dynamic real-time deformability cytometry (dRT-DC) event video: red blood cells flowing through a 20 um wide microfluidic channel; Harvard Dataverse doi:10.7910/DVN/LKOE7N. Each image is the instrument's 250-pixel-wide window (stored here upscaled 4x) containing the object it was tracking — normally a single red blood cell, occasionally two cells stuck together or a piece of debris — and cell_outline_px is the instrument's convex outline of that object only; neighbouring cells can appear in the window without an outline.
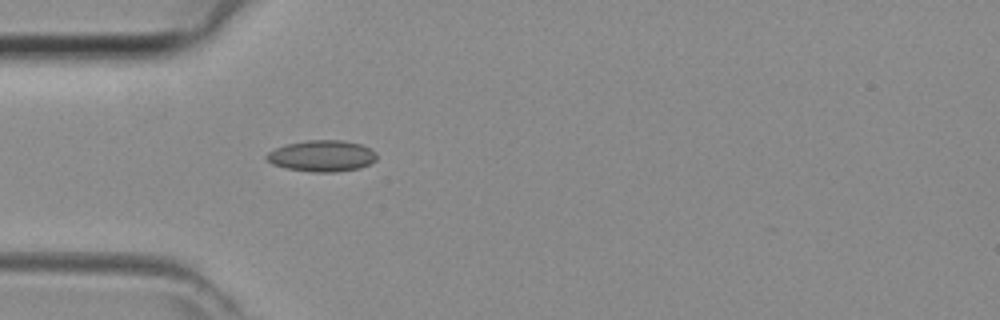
{"species": "common noctule bat (a hibernating species)", "species_latin": "Nyctalus noctula", "temperature_condition": "room temperature", "stored_images_in_passage": 26, "camera_frame_rate_fps": 3000, "um_per_image_px": 0.085, "animal": {"sex": "female", "body_mass_g": 29.2, "forearm_length_mm": 56.3}, "frame": {"image": 1, "passage_image": 1, "time_ms": 0.0, "image_size_px": [1000, 320], "cell_outline_px": [[376, 160], [360, 168], [336, 172], [312, 172], [284, 168], [272, 164], [264, 156], [268, 152], [276, 148], [288, 144], [308, 140], [344, 140], [360, 144], [376, 152]], "centroid_in_image_um": [27.35, 13.26], "position_along_channel_um": 57.6, "area_um2": 20.06}}
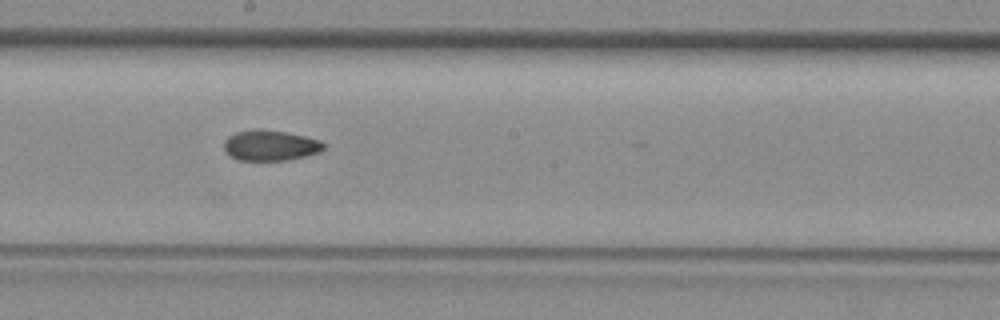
{"frame": {"image": 2, "passage_image": 12, "time_ms": 3.667, "image_size_px": [1000, 320], "cell_outline_px": [[324, 148], [320, 152], [288, 160], [240, 160], [232, 156], [224, 148], [224, 140], [228, 136], [236, 132], [252, 128], [260, 128], [284, 132], [304, 136], [320, 140], [324, 144]], "centroid_in_image_um": [22.97, 12.34], "position_along_channel_um": 225.2, "area_um2": 17.69}}
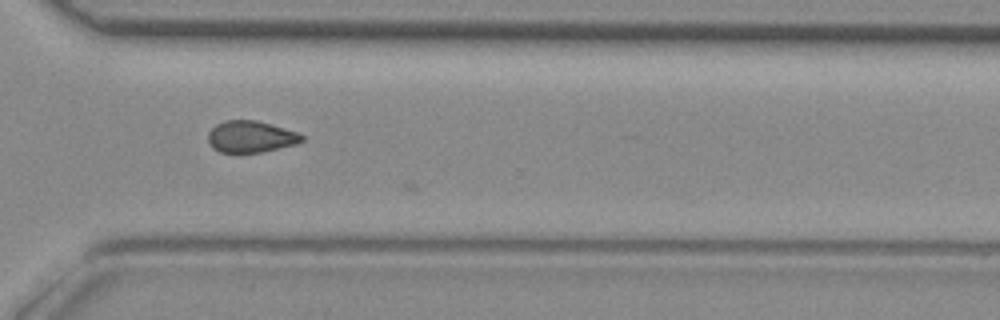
{"frame": {"image": 3, "passage_image": 20, "time_ms": 6.333, "image_size_px": [1000, 320], "cell_outline_px": [[304, 140], [296, 144], [264, 152], [220, 152], [212, 148], [208, 140], [208, 132], [216, 124], [224, 120], [256, 120], [284, 128], [296, 132], [304, 136]], "centroid_in_image_um": [21.3, 11.62], "position_along_channel_um": 349.3, "area_um2": 17.28}}